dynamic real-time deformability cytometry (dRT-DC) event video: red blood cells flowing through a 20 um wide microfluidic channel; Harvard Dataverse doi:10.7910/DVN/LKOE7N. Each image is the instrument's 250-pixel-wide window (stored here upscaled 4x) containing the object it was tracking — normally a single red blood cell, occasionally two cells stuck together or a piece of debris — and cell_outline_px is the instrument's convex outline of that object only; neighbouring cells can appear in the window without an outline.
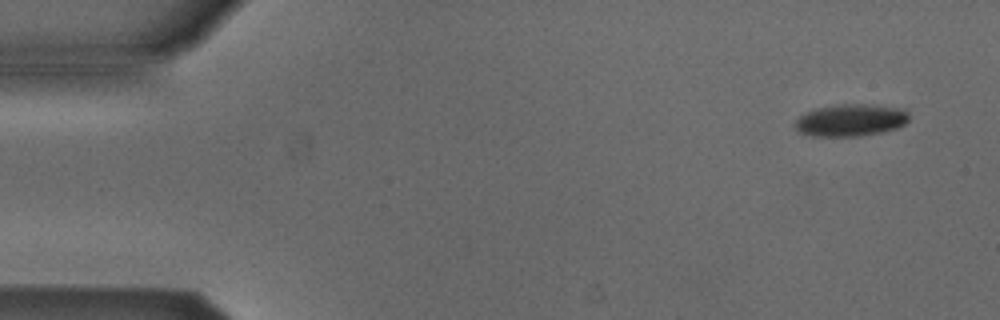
{"species": "Egyptian fruit bat (a non-hibernating species)", "species_latin": "Rousettus aegyptiacus", "temperature_condition": "cold", "stored_images_in_passage": 5, "camera_frame_rate_fps": 3000, "um_per_image_px": 0.085, "animal": {"sex": "male"}, "frame": {"image": 1, "passage_image": 1, "time_ms": 0.0, "image_size_px": [1000, 320], "cell_outline_px": [[908, 120], [904, 124], [896, 128], [880, 132], [860, 136], [812, 136], [796, 132], [796, 120], [804, 112], [816, 108], [836, 104], [872, 104], [904, 108], [908, 112]], "centroid_in_image_um": [72.3, 10.2], "position_along_channel_um": 12.7, "area_um2": 21.56}}
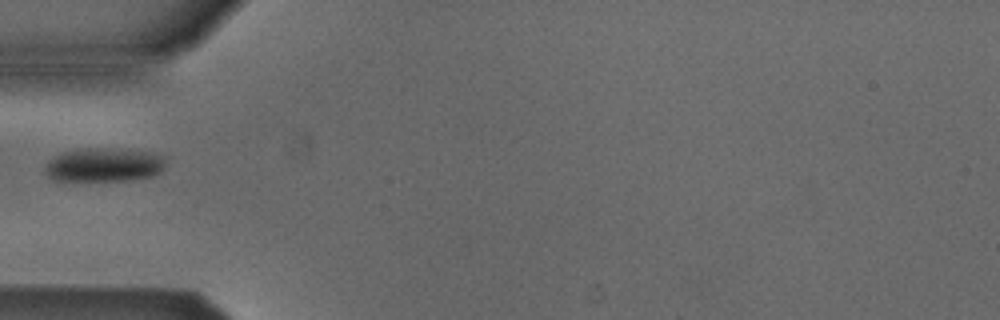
{"frame": {"image": 2, "passage_image": 4, "time_ms": 1.0, "image_size_px": [1000, 320], "cell_outline_px": [[164, 168], [160, 172], [152, 176], [128, 180], [72, 184], [52, 180], [44, 172], [44, 168], [48, 160], [60, 152], [80, 148], [100, 148], [148, 152], [164, 156]], "centroid_in_image_um": [8.7, 14.07], "position_along_channel_um": 76.3, "area_um2": 24.8}}
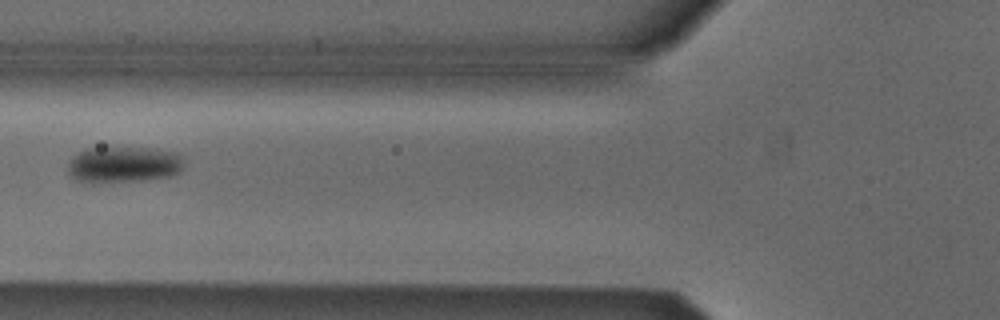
{"frame": {"image": 3, "passage_image": 5, "time_ms": 1.333, "image_size_px": [1000, 320], "cell_outline_px": [[184, 164], [180, 172], [168, 176], [140, 180], [92, 184], [76, 180], [68, 172], [68, 164], [72, 156], [76, 152], [88, 148], [156, 148], [176, 152], [184, 156]], "centroid_in_image_um": [10.5, 13.99], "position_along_channel_um": 115.3, "area_um2": 24.91}}